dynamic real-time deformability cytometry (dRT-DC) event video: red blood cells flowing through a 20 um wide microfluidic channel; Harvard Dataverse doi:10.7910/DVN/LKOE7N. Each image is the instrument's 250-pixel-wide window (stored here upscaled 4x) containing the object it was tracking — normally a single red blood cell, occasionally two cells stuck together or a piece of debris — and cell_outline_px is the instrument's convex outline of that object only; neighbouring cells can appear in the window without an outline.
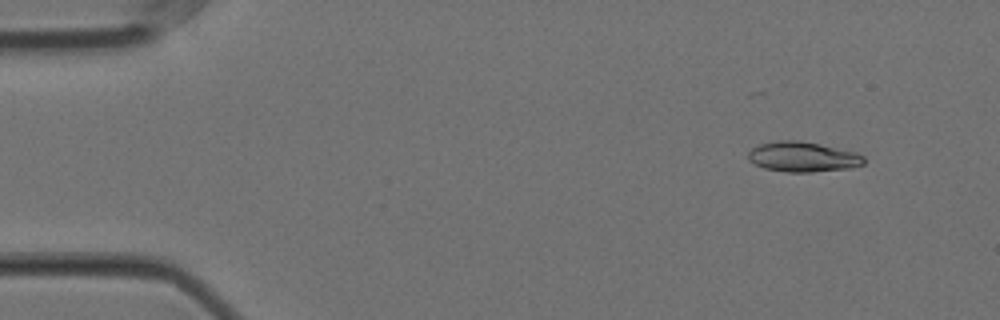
{"species": "Egyptian fruit bat (a non-hibernating species)", "species_latin": "Rousettus aegyptiacus", "temperature_condition": "cold", "stored_images_in_passage": 45, "camera_frame_rate_fps": 3000, "um_per_image_px": 0.085, "animal": {"sex": "female"}, "frame": {"image": 1, "passage_image": 5, "time_ms": 1.333, "image_size_px": [1000, 320], "cell_outline_px": [[864, 164], [848, 168], [812, 172], [788, 172], [764, 168], [748, 160], [748, 152], [752, 148], [760, 144], [780, 140], [800, 140], [820, 144], [856, 152], [864, 156]], "centroid_in_image_um": [68.24, 13.32], "position_along_channel_um": 16.8, "area_um2": 20.23}}
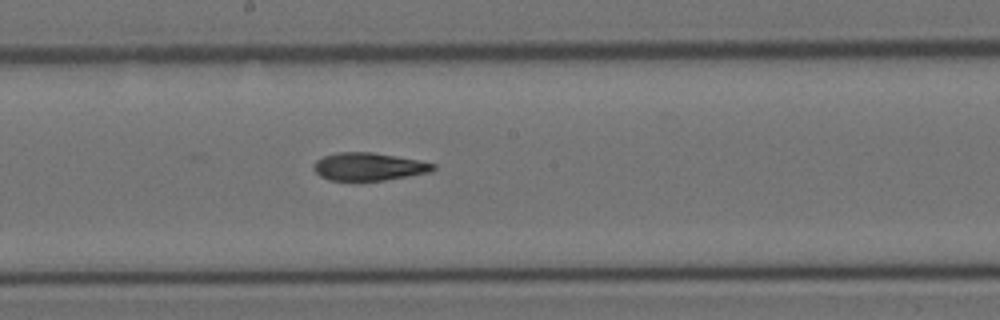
{"frame": {"image": 2, "passage_image": 30, "time_ms": 9.667, "image_size_px": [1000, 320], "cell_outline_px": [[436, 168], [432, 172], [384, 180], [328, 180], [320, 176], [312, 168], [316, 160], [324, 156], [336, 152], [372, 152], [420, 160], [436, 164]], "centroid_in_image_um": [31.35, 14.16], "position_along_channel_um": 216.8, "area_um2": 19.42}}
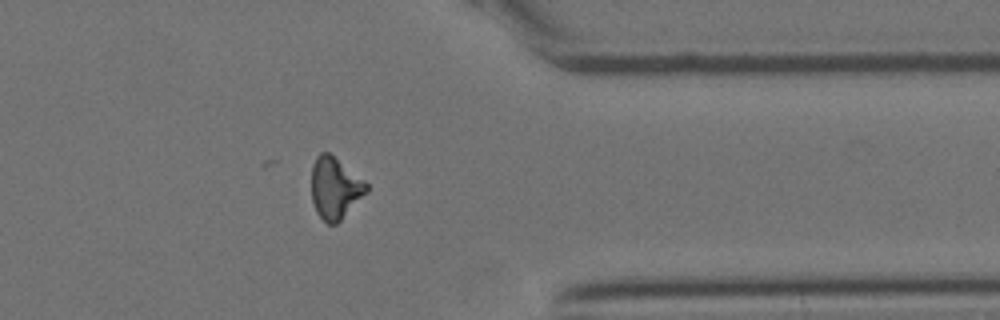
{"frame": {"image": 3, "passage_image": 45, "time_ms": 14.667, "image_size_px": [1000, 320], "cell_outline_px": [[368, 192], [336, 224], [328, 224], [316, 212], [312, 200], [312, 164], [316, 156], [320, 152], [328, 152], [364, 180], [368, 184]], "centroid_in_image_um": [28.47, 15.98], "position_along_channel_um": 382.9, "area_um2": 19.59}, "authors_computed_cell_mechanics": {"area_um2": 19.8254, "velocity_mm_per_s": 3.5652, "shape_relaxation_time_tau1_ms": null, "shape_relaxation_time_tau2_ms": 3.9155, "deformation_change_tau1": null, "deformation_change_tau2": 0.1203}}